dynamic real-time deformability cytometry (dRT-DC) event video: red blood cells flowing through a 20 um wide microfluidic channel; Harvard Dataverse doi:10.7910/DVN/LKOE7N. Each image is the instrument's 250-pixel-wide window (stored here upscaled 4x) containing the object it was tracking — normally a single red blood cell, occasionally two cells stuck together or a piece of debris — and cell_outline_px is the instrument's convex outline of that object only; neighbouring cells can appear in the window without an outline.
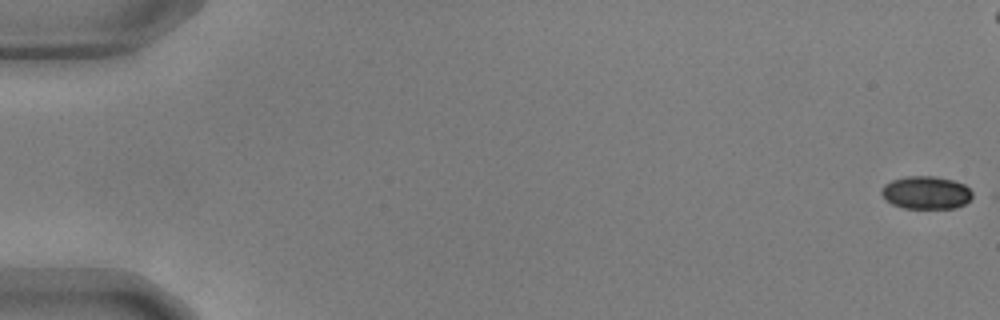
{"species": "common noctule bat (a hibernating species)", "species_latin": "Nyctalus noctula", "temperature_condition": "warm", "stored_images_in_passage": 57, "camera_frame_rate_fps": 3000, "um_per_image_px": 0.085, "animal": {"sex": "male", "body_mass_g": 17.9, "forearm_length_mm": 54.2}, "frame": {"image": 1, "passage_image": 1, "time_ms": 0.0, "image_size_px": [1000, 320], "cell_outline_px": [[976, 196], [964, 204], [956, 208], [904, 208], [892, 204], [884, 200], [880, 192], [880, 188], [884, 184], [892, 180], [904, 176], [936, 176], [956, 180], [964, 184], [976, 192]], "centroid_in_image_um": [78.75, 16.36], "position_along_channel_um": 6.2, "area_um2": 18.03}}
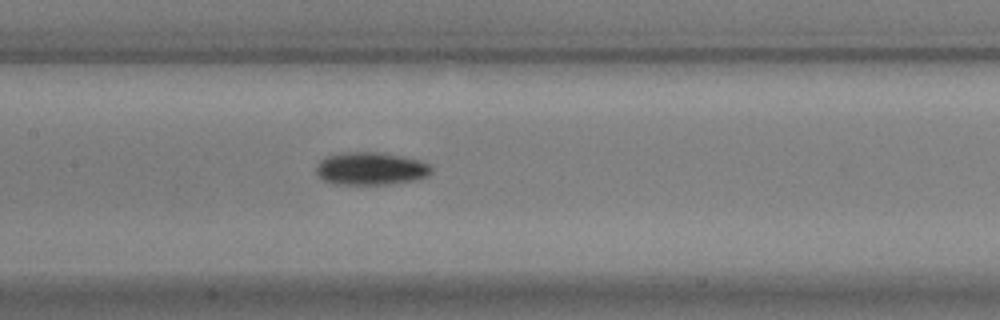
{"frame": {"image": 2, "passage_image": 28, "time_ms": 9.0, "image_size_px": [1000, 320], "cell_outline_px": [[432, 172], [428, 176], [412, 180], [384, 184], [332, 184], [324, 180], [316, 172], [316, 164], [324, 156], [340, 152], [376, 152], [400, 156], [420, 160], [428, 164], [432, 168]], "centroid_in_image_um": [31.46, 14.32], "position_along_channel_um": 175.9, "area_um2": 21.96}}
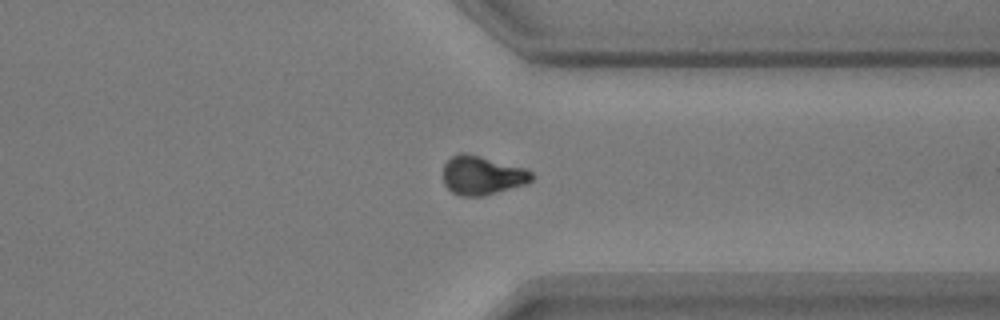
{"frame": {"image": 3, "passage_image": 44, "time_ms": 14.333, "image_size_px": [1000, 320], "cell_outline_px": [[536, 176], [528, 184], [484, 196], [460, 196], [452, 192], [444, 184], [444, 164], [452, 156], [460, 152], [464, 152], [480, 156], [524, 168], [532, 172]], "centroid_in_image_um": [41.01, 14.92], "position_along_channel_um": 370.4, "area_um2": 20.17}, "authors_computed_cell_mechanics": {"area_um2": 19.7676, "velocity_mm_per_s": 3.6622, "shape_relaxation_time_tau1_ms": 2.4858, "shape_relaxation_time_tau2_ms": null, "deformation_change_tau1": 0.1113, "deformation_change_tau2": null}}